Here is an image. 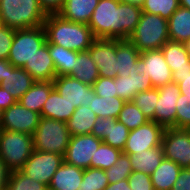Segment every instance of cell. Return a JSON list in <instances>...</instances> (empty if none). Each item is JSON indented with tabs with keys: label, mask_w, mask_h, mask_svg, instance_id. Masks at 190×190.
Masks as SVG:
<instances>
[{
	"label": "cell",
	"mask_w": 190,
	"mask_h": 190,
	"mask_svg": "<svg viewBox=\"0 0 190 190\" xmlns=\"http://www.w3.org/2000/svg\"><path fill=\"white\" fill-rule=\"evenodd\" d=\"M130 130L117 119L99 118L94 124L91 134L101 139L105 144L123 151Z\"/></svg>",
	"instance_id": "2e32d148"
},
{
	"label": "cell",
	"mask_w": 190,
	"mask_h": 190,
	"mask_svg": "<svg viewBox=\"0 0 190 190\" xmlns=\"http://www.w3.org/2000/svg\"><path fill=\"white\" fill-rule=\"evenodd\" d=\"M97 119L96 114L89 107L79 106L66 124L71 136L88 135L91 134Z\"/></svg>",
	"instance_id": "83f0119b"
},
{
	"label": "cell",
	"mask_w": 190,
	"mask_h": 190,
	"mask_svg": "<svg viewBox=\"0 0 190 190\" xmlns=\"http://www.w3.org/2000/svg\"><path fill=\"white\" fill-rule=\"evenodd\" d=\"M161 145L164 158L177 163L182 169L190 168V129L165 128Z\"/></svg>",
	"instance_id": "ba28073f"
},
{
	"label": "cell",
	"mask_w": 190,
	"mask_h": 190,
	"mask_svg": "<svg viewBox=\"0 0 190 190\" xmlns=\"http://www.w3.org/2000/svg\"><path fill=\"white\" fill-rule=\"evenodd\" d=\"M104 190H131L128 179L108 184Z\"/></svg>",
	"instance_id": "816d5d0a"
},
{
	"label": "cell",
	"mask_w": 190,
	"mask_h": 190,
	"mask_svg": "<svg viewBox=\"0 0 190 190\" xmlns=\"http://www.w3.org/2000/svg\"><path fill=\"white\" fill-rule=\"evenodd\" d=\"M2 114H3V110L0 109V130H1V125H2Z\"/></svg>",
	"instance_id": "6f0895ef"
},
{
	"label": "cell",
	"mask_w": 190,
	"mask_h": 190,
	"mask_svg": "<svg viewBox=\"0 0 190 190\" xmlns=\"http://www.w3.org/2000/svg\"><path fill=\"white\" fill-rule=\"evenodd\" d=\"M108 184L104 170L90 167L84 169L79 190H104Z\"/></svg>",
	"instance_id": "74e56055"
},
{
	"label": "cell",
	"mask_w": 190,
	"mask_h": 190,
	"mask_svg": "<svg viewBox=\"0 0 190 190\" xmlns=\"http://www.w3.org/2000/svg\"><path fill=\"white\" fill-rule=\"evenodd\" d=\"M53 89L52 81H35L18 101L23 107L41 114L42 107Z\"/></svg>",
	"instance_id": "603a6c76"
},
{
	"label": "cell",
	"mask_w": 190,
	"mask_h": 190,
	"mask_svg": "<svg viewBox=\"0 0 190 190\" xmlns=\"http://www.w3.org/2000/svg\"><path fill=\"white\" fill-rule=\"evenodd\" d=\"M52 82L57 92L75 108L89 107L95 96L92 86L68 75L56 76Z\"/></svg>",
	"instance_id": "4fadbf2b"
},
{
	"label": "cell",
	"mask_w": 190,
	"mask_h": 190,
	"mask_svg": "<svg viewBox=\"0 0 190 190\" xmlns=\"http://www.w3.org/2000/svg\"><path fill=\"white\" fill-rule=\"evenodd\" d=\"M172 77L173 82L178 84L180 93L190 97V69L177 70Z\"/></svg>",
	"instance_id": "bcb514c9"
},
{
	"label": "cell",
	"mask_w": 190,
	"mask_h": 190,
	"mask_svg": "<svg viewBox=\"0 0 190 190\" xmlns=\"http://www.w3.org/2000/svg\"><path fill=\"white\" fill-rule=\"evenodd\" d=\"M180 7L179 0H145L142 12L159 15L165 19Z\"/></svg>",
	"instance_id": "f35d334b"
},
{
	"label": "cell",
	"mask_w": 190,
	"mask_h": 190,
	"mask_svg": "<svg viewBox=\"0 0 190 190\" xmlns=\"http://www.w3.org/2000/svg\"><path fill=\"white\" fill-rule=\"evenodd\" d=\"M102 142L92 134L71 136L64 161L83 169L90 168L91 160H94V154Z\"/></svg>",
	"instance_id": "30bf717a"
},
{
	"label": "cell",
	"mask_w": 190,
	"mask_h": 190,
	"mask_svg": "<svg viewBox=\"0 0 190 190\" xmlns=\"http://www.w3.org/2000/svg\"><path fill=\"white\" fill-rule=\"evenodd\" d=\"M10 170L0 158V190H6Z\"/></svg>",
	"instance_id": "f907efd6"
},
{
	"label": "cell",
	"mask_w": 190,
	"mask_h": 190,
	"mask_svg": "<svg viewBox=\"0 0 190 190\" xmlns=\"http://www.w3.org/2000/svg\"><path fill=\"white\" fill-rule=\"evenodd\" d=\"M159 98L158 88L141 91L135 95L132 102L142 111L149 121H154V113Z\"/></svg>",
	"instance_id": "e575fe53"
},
{
	"label": "cell",
	"mask_w": 190,
	"mask_h": 190,
	"mask_svg": "<svg viewBox=\"0 0 190 190\" xmlns=\"http://www.w3.org/2000/svg\"><path fill=\"white\" fill-rule=\"evenodd\" d=\"M99 0H65L58 13L63 19L88 24Z\"/></svg>",
	"instance_id": "44dd1931"
},
{
	"label": "cell",
	"mask_w": 190,
	"mask_h": 190,
	"mask_svg": "<svg viewBox=\"0 0 190 190\" xmlns=\"http://www.w3.org/2000/svg\"><path fill=\"white\" fill-rule=\"evenodd\" d=\"M63 162V155L33 150L30 158L25 162L20 171L34 181L49 186L53 175Z\"/></svg>",
	"instance_id": "9c48e42d"
},
{
	"label": "cell",
	"mask_w": 190,
	"mask_h": 190,
	"mask_svg": "<svg viewBox=\"0 0 190 190\" xmlns=\"http://www.w3.org/2000/svg\"><path fill=\"white\" fill-rule=\"evenodd\" d=\"M34 82L35 80L25 69L11 65L7 66V74L0 82V86L18 101Z\"/></svg>",
	"instance_id": "d6986e66"
},
{
	"label": "cell",
	"mask_w": 190,
	"mask_h": 190,
	"mask_svg": "<svg viewBox=\"0 0 190 190\" xmlns=\"http://www.w3.org/2000/svg\"><path fill=\"white\" fill-rule=\"evenodd\" d=\"M122 151L102 142L91 160L90 167L106 170L113 166Z\"/></svg>",
	"instance_id": "836d02e7"
},
{
	"label": "cell",
	"mask_w": 190,
	"mask_h": 190,
	"mask_svg": "<svg viewBox=\"0 0 190 190\" xmlns=\"http://www.w3.org/2000/svg\"><path fill=\"white\" fill-rule=\"evenodd\" d=\"M164 129L162 125L154 121H148L144 125L131 130L122 153L137 154V152L162 146Z\"/></svg>",
	"instance_id": "8fae6325"
},
{
	"label": "cell",
	"mask_w": 190,
	"mask_h": 190,
	"mask_svg": "<svg viewBox=\"0 0 190 190\" xmlns=\"http://www.w3.org/2000/svg\"><path fill=\"white\" fill-rule=\"evenodd\" d=\"M121 2L136 5L142 7L144 5L145 0H120Z\"/></svg>",
	"instance_id": "db71d44e"
},
{
	"label": "cell",
	"mask_w": 190,
	"mask_h": 190,
	"mask_svg": "<svg viewBox=\"0 0 190 190\" xmlns=\"http://www.w3.org/2000/svg\"><path fill=\"white\" fill-rule=\"evenodd\" d=\"M159 98L156 103L154 122L164 128H176V103L181 95L176 82H170L158 88Z\"/></svg>",
	"instance_id": "5bb4252c"
},
{
	"label": "cell",
	"mask_w": 190,
	"mask_h": 190,
	"mask_svg": "<svg viewBox=\"0 0 190 190\" xmlns=\"http://www.w3.org/2000/svg\"><path fill=\"white\" fill-rule=\"evenodd\" d=\"M185 46L190 57V40L185 43Z\"/></svg>",
	"instance_id": "9f6ffc18"
},
{
	"label": "cell",
	"mask_w": 190,
	"mask_h": 190,
	"mask_svg": "<svg viewBox=\"0 0 190 190\" xmlns=\"http://www.w3.org/2000/svg\"><path fill=\"white\" fill-rule=\"evenodd\" d=\"M129 76L131 91H134L136 94L153 88L150 75H147L146 65L140 57L137 63L134 64V68L130 70Z\"/></svg>",
	"instance_id": "d590c367"
},
{
	"label": "cell",
	"mask_w": 190,
	"mask_h": 190,
	"mask_svg": "<svg viewBox=\"0 0 190 190\" xmlns=\"http://www.w3.org/2000/svg\"><path fill=\"white\" fill-rule=\"evenodd\" d=\"M16 29L0 26V60L8 59Z\"/></svg>",
	"instance_id": "ee69618b"
},
{
	"label": "cell",
	"mask_w": 190,
	"mask_h": 190,
	"mask_svg": "<svg viewBox=\"0 0 190 190\" xmlns=\"http://www.w3.org/2000/svg\"><path fill=\"white\" fill-rule=\"evenodd\" d=\"M46 16L38 0H0L1 23L9 28L43 26Z\"/></svg>",
	"instance_id": "3957f363"
},
{
	"label": "cell",
	"mask_w": 190,
	"mask_h": 190,
	"mask_svg": "<svg viewBox=\"0 0 190 190\" xmlns=\"http://www.w3.org/2000/svg\"><path fill=\"white\" fill-rule=\"evenodd\" d=\"M84 169L65 161L53 175L48 190H79Z\"/></svg>",
	"instance_id": "ffe728a7"
},
{
	"label": "cell",
	"mask_w": 190,
	"mask_h": 190,
	"mask_svg": "<svg viewBox=\"0 0 190 190\" xmlns=\"http://www.w3.org/2000/svg\"><path fill=\"white\" fill-rule=\"evenodd\" d=\"M141 52L129 40L116 39V58L118 76L128 77L130 70L140 57Z\"/></svg>",
	"instance_id": "f546056e"
},
{
	"label": "cell",
	"mask_w": 190,
	"mask_h": 190,
	"mask_svg": "<svg viewBox=\"0 0 190 190\" xmlns=\"http://www.w3.org/2000/svg\"><path fill=\"white\" fill-rule=\"evenodd\" d=\"M115 80L117 97L123 99L125 102L132 101L136 93L131 91L130 76H116Z\"/></svg>",
	"instance_id": "f6af8a7d"
},
{
	"label": "cell",
	"mask_w": 190,
	"mask_h": 190,
	"mask_svg": "<svg viewBox=\"0 0 190 190\" xmlns=\"http://www.w3.org/2000/svg\"><path fill=\"white\" fill-rule=\"evenodd\" d=\"M90 103L89 108L96 114L98 119L103 117L117 119L125 101L117 96L100 97L95 94Z\"/></svg>",
	"instance_id": "1f68e13d"
},
{
	"label": "cell",
	"mask_w": 190,
	"mask_h": 190,
	"mask_svg": "<svg viewBox=\"0 0 190 190\" xmlns=\"http://www.w3.org/2000/svg\"><path fill=\"white\" fill-rule=\"evenodd\" d=\"M33 150L32 135L0 130V158L10 171L20 170Z\"/></svg>",
	"instance_id": "8992f818"
},
{
	"label": "cell",
	"mask_w": 190,
	"mask_h": 190,
	"mask_svg": "<svg viewBox=\"0 0 190 190\" xmlns=\"http://www.w3.org/2000/svg\"><path fill=\"white\" fill-rule=\"evenodd\" d=\"M179 4L183 8L190 9V0H179Z\"/></svg>",
	"instance_id": "11a10c76"
},
{
	"label": "cell",
	"mask_w": 190,
	"mask_h": 190,
	"mask_svg": "<svg viewBox=\"0 0 190 190\" xmlns=\"http://www.w3.org/2000/svg\"><path fill=\"white\" fill-rule=\"evenodd\" d=\"M117 120L123 123L130 131L149 121L132 101H127L123 104Z\"/></svg>",
	"instance_id": "d6a6232c"
},
{
	"label": "cell",
	"mask_w": 190,
	"mask_h": 190,
	"mask_svg": "<svg viewBox=\"0 0 190 190\" xmlns=\"http://www.w3.org/2000/svg\"><path fill=\"white\" fill-rule=\"evenodd\" d=\"M16 102V98H14L9 92H7L3 87L0 86V109H8Z\"/></svg>",
	"instance_id": "681fc988"
},
{
	"label": "cell",
	"mask_w": 190,
	"mask_h": 190,
	"mask_svg": "<svg viewBox=\"0 0 190 190\" xmlns=\"http://www.w3.org/2000/svg\"><path fill=\"white\" fill-rule=\"evenodd\" d=\"M48 47L55 66L56 76L68 75L74 67L78 52L49 42Z\"/></svg>",
	"instance_id": "4dcf8cb0"
},
{
	"label": "cell",
	"mask_w": 190,
	"mask_h": 190,
	"mask_svg": "<svg viewBox=\"0 0 190 190\" xmlns=\"http://www.w3.org/2000/svg\"><path fill=\"white\" fill-rule=\"evenodd\" d=\"M6 190H48V186L16 170L10 171Z\"/></svg>",
	"instance_id": "8d00e7d4"
},
{
	"label": "cell",
	"mask_w": 190,
	"mask_h": 190,
	"mask_svg": "<svg viewBox=\"0 0 190 190\" xmlns=\"http://www.w3.org/2000/svg\"><path fill=\"white\" fill-rule=\"evenodd\" d=\"M32 137L34 150L64 156L71 135L65 122L41 117Z\"/></svg>",
	"instance_id": "5b68a950"
},
{
	"label": "cell",
	"mask_w": 190,
	"mask_h": 190,
	"mask_svg": "<svg viewBox=\"0 0 190 190\" xmlns=\"http://www.w3.org/2000/svg\"><path fill=\"white\" fill-rule=\"evenodd\" d=\"M171 190H190V168L181 169Z\"/></svg>",
	"instance_id": "c3c4849f"
},
{
	"label": "cell",
	"mask_w": 190,
	"mask_h": 190,
	"mask_svg": "<svg viewBox=\"0 0 190 190\" xmlns=\"http://www.w3.org/2000/svg\"><path fill=\"white\" fill-rule=\"evenodd\" d=\"M41 9L46 15L58 14L64 5L65 0H38Z\"/></svg>",
	"instance_id": "7dc6e473"
},
{
	"label": "cell",
	"mask_w": 190,
	"mask_h": 190,
	"mask_svg": "<svg viewBox=\"0 0 190 190\" xmlns=\"http://www.w3.org/2000/svg\"><path fill=\"white\" fill-rule=\"evenodd\" d=\"M181 169L177 163L163 158L160 165L150 175L154 190H171Z\"/></svg>",
	"instance_id": "d4e9b609"
},
{
	"label": "cell",
	"mask_w": 190,
	"mask_h": 190,
	"mask_svg": "<svg viewBox=\"0 0 190 190\" xmlns=\"http://www.w3.org/2000/svg\"><path fill=\"white\" fill-rule=\"evenodd\" d=\"M92 88L95 94L100 97L117 96L115 78L99 77L92 85Z\"/></svg>",
	"instance_id": "b9f144b4"
},
{
	"label": "cell",
	"mask_w": 190,
	"mask_h": 190,
	"mask_svg": "<svg viewBox=\"0 0 190 190\" xmlns=\"http://www.w3.org/2000/svg\"><path fill=\"white\" fill-rule=\"evenodd\" d=\"M127 155H129L133 171H141L149 175L154 172L164 158L162 146Z\"/></svg>",
	"instance_id": "4316f807"
},
{
	"label": "cell",
	"mask_w": 190,
	"mask_h": 190,
	"mask_svg": "<svg viewBox=\"0 0 190 190\" xmlns=\"http://www.w3.org/2000/svg\"><path fill=\"white\" fill-rule=\"evenodd\" d=\"M141 14L139 6L120 0H99L88 26L95 39L128 40Z\"/></svg>",
	"instance_id": "6da1fadb"
},
{
	"label": "cell",
	"mask_w": 190,
	"mask_h": 190,
	"mask_svg": "<svg viewBox=\"0 0 190 190\" xmlns=\"http://www.w3.org/2000/svg\"><path fill=\"white\" fill-rule=\"evenodd\" d=\"M140 58L146 65L147 75H150L151 84L154 88L173 82L171 69L165 61L161 49L143 51Z\"/></svg>",
	"instance_id": "e0dca14e"
},
{
	"label": "cell",
	"mask_w": 190,
	"mask_h": 190,
	"mask_svg": "<svg viewBox=\"0 0 190 190\" xmlns=\"http://www.w3.org/2000/svg\"><path fill=\"white\" fill-rule=\"evenodd\" d=\"M35 81H53L56 77L55 66L49 53L48 41L36 51L30 61L24 65Z\"/></svg>",
	"instance_id": "ac0fdd59"
},
{
	"label": "cell",
	"mask_w": 190,
	"mask_h": 190,
	"mask_svg": "<svg viewBox=\"0 0 190 190\" xmlns=\"http://www.w3.org/2000/svg\"><path fill=\"white\" fill-rule=\"evenodd\" d=\"M88 51L99 70L100 77L118 76L116 39H95Z\"/></svg>",
	"instance_id": "9a60e30c"
},
{
	"label": "cell",
	"mask_w": 190,
	"mask_h": 190,
	"mask_svg": "<svg viewBox=\"0 0 190 190\" xmlns=\"http://www.w3.org/2000/svg\"><path fill=\"white\" fill-rule=\"evenodd\" d=\"M40 118V113L23 107L19 101H17L8 109L3 110L1 130L33 135Z\"/></svg>",
	"instance_id": "7c38bea8"
},
{
	"label": "cell",
	"mask_w": 190,
	"mask_h": 190,
	"mask_svg": "<svg viewBox=\"0 0 190 190\" xmlns=\"http://www.w3.org/2000/svg\"><path fill=\"white\" fill-rule=\"evenodd\" d=\"M128 183L131 190H154L150 175L141 171H133Z\"/></svg>",
	"instance_id": "7bdbcfd3"
},
{
	"label": "cell",
	"mask_w": 190,
	"mask_h": 190,
	"mask_svg": "<svg viewBox=\"0 0 190 190\" xmlns=\"http://www.w3.org/2000/svg\"><path fill=\"white\" fill-rule=\"evenodd\" d=\"M12 64L8 61V59L0 60V82L4 79L7 74V66H11Z\"/></svg>",
	"instance_id": "f5cc1de1"
},
{
	"label": "cell",
	"mask_w": 190,
	"mask_h": 190,
	"mask_svg": "<svg viewBox=\"0 0 190 190\" xmlns=\"http://www.w3.org/2000/svg\"><path fill=\"white\" fill-rule=\"evenodd\" d=\"M47 42L44 26L27 29H16L8 55V61L14 66L23 68L36 51Z\"/></svg>",
	"instance_id": "52a82bcc"
},
{
	"label": "cell",
	"mask_w": 190,
	"mask_h": 190,
	"mask_svg": "<svg viewBox=\"0 0 190 190\" xmlns=\"http://www.w3.org/2000/svg\"><path fill=\"white\" fill-rule=\"evenodd\" d=\"M161 51L172 74L177 70L190 69V57L185 43L167 41Z\"/></svg>",
	"instance_id": "f1b7e54d"
},
{
	"label": "cell",
	"mask_w": 190,
	"mask_h": 190,
	"mask_svg": "<svg viewBox=\"0 0 190 190\" xmlns=\"http://www.w3.org/2000/svg\"><path fill=\"white\" fill-rule=\"evenodd\" d=\"M75 109L54 88L45 101L40 115L44 118L55 119L66 123Z\"/></svg>",
	"instance_id": "7402d4cb"
},
{
	"label": "cell",
	"mask_w": 190,
	"mask_h": 190,
	"mask_svg": "<svg viewBox=\"0 0 190 190\" xmlns=\"http://www.w3.org/2000/svg\"><path fill=\"white\" fill-rule=\"evenodd\" d=\"M43 26L49 43L73 51H87L95 40L88 24L71 22L58 14L47 15Z\"/></svg>",
	"instance_id": "7a4b0ae2"
},
{
	"label": "cell",
	"mask_w": 190,
	"mask_h": 190,
	"mask_svg": "<svg viewBox=\"0 0 190 190\" xmlns=\"http://www.w3.org/2000/svg\"><path fill=\"white\" fill-rule=\"evenodd\" d=\"M176 128L190 129V97L183 94L176 103Z\"/></svg>",
	"instance_id": "60d3db41"
},
{
	"label": "cell",
	"mask_w": 190,
	"mask_h": 190,
	"mask_svg": "<svg viewBox=\"0 0 190 190\" xmlns=\"http://www.w3.org/2000/svg\"><path fill=\"white\" fill-rule=\"evenodd\" d=\"M68 76L76 78L80 82L90 86L100 77L99 70L88 50L78 52L74 67Z\"/></svg>",
	"instance_id": "484cf974"
},
{
	"label": "cell",
	"mask_w": 190,
	"mask_h": 190,
	"mask_svg": "<svg viewBox=\"0 0 190 190\" xmlns=\"http://www.w3.org/2000/svg\"><path fill=\"white\" fill-rule=\"evenodd\" d=\"M128 40L139 52L161 49L170 40L168 20L159 15L142 12L136 29Z\"/></svg>",
	"instance_id": "277c9868"
},
{
	"label": "cell",
	"mask_w": 190,
	"mask_h": 190,
	"mask_svg": "<svg viewBox=\"0 0 190 190\" xmlns=\"http://www.w3.org/2000/svg\"><path fill=\"white\" fill-rule=\"evenodd\" d=\"M104 171L109 184L128 179L133 172L129 155L121 153L113 166Z\"/></svg>",
	"instance_id": "ab89813d"
},
{
	"label": "cell",
	"mask_w": 190,
	"mask_h": 190,
	"mask_svg": "<svg viewBox=\"0 0 190 190\" xmlns=\"http://www.w3.org/2000/svg\"><path fill=\"white\" fill-rule=\"evenodd\" d=\"M170 41L186 43L190 40V9L179 7L168 19Z\"/></svg>",
	"instance_id": "cb8c5ba5"
}]
</instances>
